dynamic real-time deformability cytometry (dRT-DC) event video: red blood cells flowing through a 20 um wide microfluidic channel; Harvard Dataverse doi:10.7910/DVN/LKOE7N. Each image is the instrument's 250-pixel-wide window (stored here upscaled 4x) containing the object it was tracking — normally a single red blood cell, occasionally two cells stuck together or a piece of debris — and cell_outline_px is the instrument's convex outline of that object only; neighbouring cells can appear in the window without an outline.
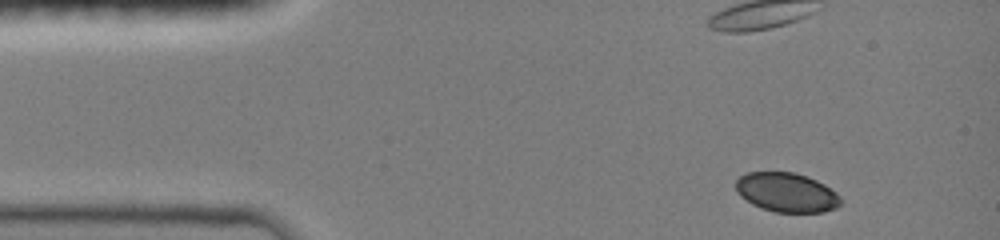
{"species": "common noctule bat (a hibernating species)", "species_latin": "Nyctalus noctula", "temperature_condition": "room temperature", "stored_images_in_passage": 11, "camera_frame_rate_fps": 3000, "um_per_image_px": 0.085, "animal": {"sex": "female", "body_mass_g": 19.0, "forearm_length_mm": 51.5}, "frame": {"image": 1, "passage_image": 1, "time_ms": 0.0, "image_size_px": [1000, 240], "cell_outline_px": [[840, 204], [836, 208], [824, 212], [776, 212], [760, 208], [752, 204], [740, 196], [736, 192], [736, 180], [744, 172], [796, 172], [808, 176], [824, 184], [836, 192], [840, 196]], "centroid_in_image_um": [66.84, 16.35], "position_along_channel_um": 18.2, "area_um2": 24.22}}
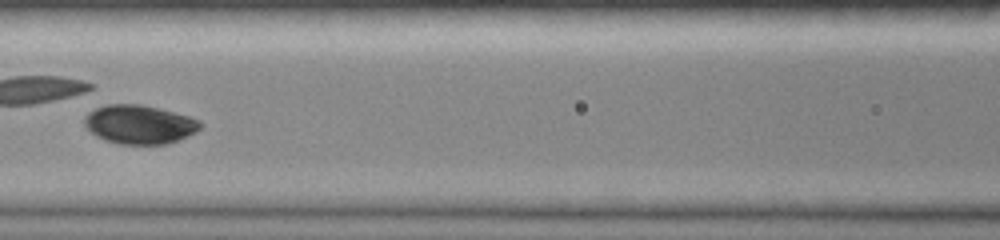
{"frame": {"image": 2, "passage_image": 7, "time_ms": 2.0, "image_size_px": [1000, 240], "cell_outline_px": [[200, 128], [196, 132], [180, 140], [168, 144], [120, 144], [104, 140], [96, 136], [84, 124], [84, 116], [88, 112], [96, 108], [108, 104], [140, 104], [188, 116], [200, 120]], "centroid_in_image_um": [11.84, 10.59], "position_along_channel_um": 154.8, "area_um2": 26.13}}
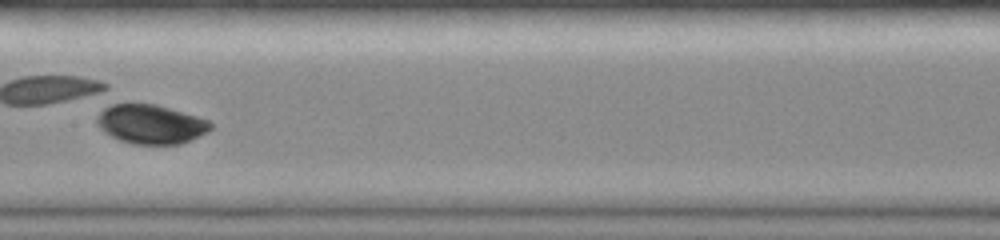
{"frame": {"image": 3, "passage_image": 8, "time_ms": 2.333, "image_size_px": [1000, 240], "cell_outline_px": [[212, 128], [208, 132], [192, 140], [180, 144], [132, 144], [120, 140], [104, 132], [96, 124], [96, 116], [112, 100], [116, 100], [156, 104], [196, 116], [208, 120], [212, 124]], "centroid_in_image_um": [12.75, 10.51], "position_along_channel_um": 194.7, "area_um2": 26.76}}